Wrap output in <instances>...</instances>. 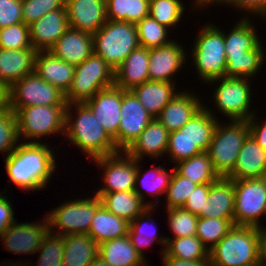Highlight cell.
<instances>
[{"label":"cell","mask_w":266,"mask_h":266,"mask_svg":"<svg viewBox=\"0 0 266 266\" xmlns=\"http://www.w3.org/2000/svg\"><path fill=\"white\" fill-rule=\"evenodd\" d=\"M128 230L129 222L114 215L101 205L95 211L88 235L99 245L127 235Z\"/></svg>","instance_id":"cell-33"},{"label":"cell","mask_w":266,"mask_h":266,"mask_svg":"<svg viewBox=\"0 0 266 266\" xmlns=\"http://www.w3.org/2000/svg\"><path fill=\"white\" fill-rule=\"evenodd\" d=\"M34 72L66 94L73 81L75 66L55 57L50 51H38Z\"/></svg>","instance_id":"cell-25"},{"label":"cell","mask_w":266,"mask_h":266,"mask_svg":"<svg viewBox=\"0 0 266 266\" xmlns=\"http://www.w3.org/2000/svg\"><path fill=\"white\" fill-rule=\"evenodd\" d=\"M66 106H28L18 109L15 114L19 140L24 139L23 143H40L41 138L51 137L52 134L59 136V133H63L64 137Z\"/></svg>","instance_id":"cell-8"},{"label":"cell","mask_w":266,"mask_h":266,"mask_svg":"<svg viewBox=\"0 0 266 266\" xmlns=\"http://www.w3.org/2000/svg\"><path fill=\"white\" fill-rule=\"evenodd\" d=\"M264 177H266V150L249 134L243 142L236 166L227 178L238 181Z\"/></svg>","instance_id":"cell-23"},{"label":"cell","mask_w":266,"mask_h":266,"mask_svg":"<svg viewBox=\"0 0 266 266\" xmlns=\"http://www.w3.org/2000/svg\"><path fill=\"white\" fill-rule=\"evenodd\" d=\"M152 119L153 117L131 91L122 90L118 150L126 151Z\"/></svg>","instance_id":"cell-15"},{"label":"cell","mask_w":266,"mask_h":266,"mask_svg":"<svg viewBox=\"0 0 266 266\" xmlns=\"http://www.w3.org/2000/svg\"><path fill=\"white\" fill-rule=\"evenodd\" d=\"M174 169L180 175L198 185L214 183L220 178L219 174L214 170L212 162L206 151L177 162L174 164Z\"/></svg>","instance_id":"cell-38"},{"label":"cell","mask_w":266,"mask_h":266,"mask_svg":"<svg viewBox=\"0 0 266 266\" xmlns=\"http://www.w3.org/2000/svg\"><path fill=\"white\" fill-rule=\"evenodd\" d=\"M93 194L100 198L108 211L129 223L148 207L134 191Z\"/></svg>","instance_id":"cell-35"},{"label":"cell","mask_w":266,"mask_h":266,"mask_svg":"<svg viewBox=\"0 0 266 266\" xmlns=\"http://www.w3.org/2000/svg\"><path fill=\"white\" fill-rule=\"evenodd\" d=\"M49 231V223L45 215L42 221L40 219L37 223L15 221L0 233V240L3 248L13 254H37V250Z\"/></svg>","instance_id":"cell-14"},{"label":"cell","mask_w":266,"mask_h":266,"mask_svg":"<svg viewBox=\"0 0 266 266\" xmlns=\"http://www.w3.org/2000/svg\"><path fill=\"white\" fill-rule=\"evenodd\" d=\"M169 133L158 118H153L125 152L140 161L144 156L162 159L167 154Z\"/></svg>","instance_id":"cell-20"},{"label":"cell","mask_w":266,"mask_h":266,"mask_svg":"<svg viewBox=\"0 0 266 266\" xmlns=\"http://www.w3.org/2000/svg\"><path fill=\"white\" fill-rule=\"evenodd\" d=\"M208 23V24H207ZM197 33L190 48L197 76L202 82L225 77L227 66L224 30L219 25L207 22Z\"/></svg>","instance_id":"cell-4"},{"label":"cell","mask_w":266,"mask_h":266,"mask_svg":"<svg viewBox=\"0 0 266 266\" xmlns=\"http://www.w3.org/2000/svg\"><path fill=\"white\" fill-rule=\"evenodd\" d=\"M266 49L260 42L253 50L244 53V55L227 56V66L225 70L226 77L254 78L260 72L265 58Z\"/></svg>","instance_id":"cell-37"},{"label":"cell","mask_w":266,"mask_h":266,"mask_svg":"<svg viewBox=\"0 0 266 266\" xmlns=\"http://www.w3.org/2000/svg\"><path fill=\"white\" fill-rule=\"evenodd\" d=\"M98 256L111 266H150L135 250L128 235L99 244Z\"/></svg>","instance_id":"cell-31"},{"label":"cell","mask_w":266,"mask_h":266,"mask_svg":"<svg viewBox=\"0 0 266 266\" xmlns=\"http://www.w3.org/2000/svg\"><path fill=\"white\" fill-rule=\"evenodd\" d=\"M187 6L190 5L184 6L182 0H150L149 16L172 32L171 29L180 25Z\"/></svg>","instance_id":"cell-41"},{"label":"cell","mask_w":266,"mask_h":266,"mask_svg":"<svg viewBox=\"0 0 266 266\" xmlns=\"http://www.w3.org/2000/svg\"><path fill=\"white\" fill-rule=\"evenodd\" d=\"M49 51L69 64L79 65L94 52L93 34L69 27Z\"/></svg>","instance_id":"cell-22"},{"label":"cell","mask_w":266,"mask_h":266,"mask_svg":"<svg viewBox=\"0 0 266 266\" xmlns=\"http://www.w3.org/2000/svg\"><path fill=\"white\" fill-rule=\"evenodd\" d=\"M154 207H147L140 215L129 223L128 237L135 250L146 260L144 251L147 247L153 245L156 241L163 246L161 255L165 251L167 240L164 236H158L157 227L151 215L154 213ZM151 226V227H150ZM153 226V227H152Z\"/></svg>","instance_id":"cell-30"},{"label":"cell","mask_w":266,"mask_h":266,"mask_svg":"<svg viewBox=\"0 0 266 266\" xmlns=\"http://www.w3.org/2000/svg\"><path fill=\"white\" fill-rule=\"evenodd\" d=\"M262 235L263 229L259 227L234 225L233 228L209 250L211 265H260Z\"/></svg>","instance_id":"cell-3"},{"label":"cell","mask_w":266,"mask_h":266,"mask_svg":"<svg viewBox=\"0 0 266 266\" xmlns=\"http://www.w3.org/2000/svg\"><path fill=\"white\" fill-rule=\"evenodd\" d=\"M248 135V121L230 120L228 123H223L220 120L218 122L206 152L220 177H227L233 171L243 142Z\"/></svg>","instance_id":"cell-7"},{"label":"cell","mask_w":266,"mask_h":266,"mask_svg":"<svg viewBox=\"0 0 266 266\" xmlns=\"http://www.w3.org/2000/svg\"><path fill=\"white\" fill-rule=\"evenodd\" d=\"M101 205V200L96 195L59 204L58 207L46 215L50 232L62 236L88 234L95 211Z\"/></svg>","instance_id":"cell-10"},{"label":"cell","mask_w":266,"mask_h":266,"mask_svg":"<svg viewBox=\"0 0 266 266\" xmlns=\"http://www.w3.org/2000/svg\"><path fill=\"white\" fill-rule=\"evenodd\" d=\"M131 92L140 101L147 112L157 118L163 108L177 95L176 83L147 81L134 87Z\"/></svg>","instance_id":"cell-29"},{"label":"cell","mask_w":266,"mask_h":266,"mask_svg":"<svg viewBox=\"0 0 266 266\" xmlns=\"http://www.w3.org/2000/svg\"><path fill=\"white\" fill-rule=\"evenodd\" d=\"M103 170V186L96 193H114L134 191L137 174V159L130 157L125 151L97 157L92 160Z\"/></svg>","instance_id":"cell-13"},{"label":"cell","mask_w":266,"mask_h":266,"mask_svg":"<svg viewBox=\"0 0 266 266\" xmlns=\"http://www.w3.org/2000/svg\"><path fill=\"white\" fill-rule=\"evenodd\" d=\"M68 28L66 6L48 12L38 21L29 25L33 48L37 52L49 51Z\"/></svg>","instance_id":"cell-19"},{"label":"cell","mask_w":266,"mask_h":266,"mask_svg":"<svg viewBox=\"0 0 266 266\" xmlns=\"http://www.w3.org/2000/svg\"><path fill=\"white\" fill-rule=\"evenodd\" d=\"M137 35L139 45L147 49L161 47L169 44L172 38L169 39V29L161 25L154 18L147 16L137 22Z\"/></svg>","instance_id":"cell-42"},{"label":"cell","mask_w":266,"mask_h":266,"mask_svg":"<svg viewBox=\"0 0 266 266\" xmlns=\"http://www.w3.org/2000/svg\"><path fill=\"white\" fill-rule=\"evenodd\" d=\"M161 257H176L183 260H209V249L197 236L167 239Z\"/></svg>","instance_id":"cell-40"},{"label":"cell","mask_w":266,"mask_h":266,"mask_svg":"<svg viewBox=\"0 0 266 266\" xmlns=\"http://www.w3.org/2000/svg\"><path fill=\"white\" fill-rule=\"evenodd\" d=\"M213 183L197 185L192 194L188 196L183 208L194 215H199L204 209L205 201L209 196V188Z\"/></svg>","instance_id":"cell-53"},{"label":"cell","mask_w":266,"mask_h":266,"mask_svg":"<svg viewBox=\"0 0 266 266\" xmlns=\"http://www.w3.org/2000/svg\"><path fill=\"white\" fill-rule=\"evenodd\" d=\"M88 266H111L105 261H103L99 256L94 259Z\"/></svg>","instance_id":"cell-60"},{"label":"cell","mask_w":266,"mask_h":266,"mask_svg":"<svg viewBox=\"0 0 266 266\" xmlns=\"http://www.w3.org/2000/svg\"><path fill=\"white\" fill-rule=\"evenodd\" d=\"M215 83L218 84L217 88L214 87L212 101L214 100L213 106L217 109L205 106L214 117L219 118L214 111L217 110L229 120L248 121L256 113V109H250L253 97L251 78L225 76L212 79L205 84L211 86Z\"/></svg>","instance_id":"cell-5"},{"label":"cell","mask_w":266,"mask_h":266,"mask_svg":"<svg viewBox=\"0 0 266 266\" xmlns=\"http://www.w3.org/2000/svg\"><path fill=\"white\" fill-rule=\"evenodd\" d=\"M171 162L176 164L179 161L191 158L202 153L200 148L188 136L180 130L169 133L167 152Z\"/></svg>","instance_id":"cell-48"},{"label":"cell","mask_w":266,"mask_h":266,"mask_svg":"<svg viewBox=\"0 0 266 266\" xmlns=\"http://www.w3.org/2000/svg\"><path fill=\"white\" fill-rule=\"evenodd\" d=\"M10 108L16 112L28 106L67 105L65 94L47 83L35 72L9 87Z\"/></svg>","instance_id":"cell-12"},{"label":"cell","mask_w":266,"mask_h":266,"mask_svg":"<svg viewBox=\"0 0 266 266\" xmlns=\"http://www.w3.org/2000/svg\"><path fill=\"white\" fill-rule=\"evenodd\" d=\"M235 202L234 181L220 177L209 188L204 209L198 215L204 218L233 219Z\"/></svg>","instance_id":"cell-27"},{"label":"cell","mask_w":266,"mask_h":266,"mask_svg":"<svg viewBox=\"0 0 266 266\" xmlns=\"http://www.w3.org/2000/svg\"><path fill=\"white\" fill-rule=\"evenodd\" d=\"M115 71L94 52L81 64L75 66L70 89L65 94L69 103H84L100 90L114 86Z\"/></svg>","instance_id":"cell-9"},{"label":"cell","mask_w":266,"mask_h":266,"mask_svg":"<svg viewBox=\"0 0 266 266\" xmlns=\"http://www.w3.org/2000/svg\"><path fill=\"white\" fill-rule=\"evenodd\" d=\"M258 113H255L249 120V134L258 145L266 150V121H258Z\"/></svg>","instance_id":"cell-55"},{"label":"cell","mask_w":266,"mask_h":266,"mask_svg":"<svg viewBox=\"0 0 266 266\" xmlns=\"http://www.w3.org/2000/svg\"><path fill=\"white\" fill-rule=\"evenodd\" d=\"M163 266H212L209 260H183L176 257H161Z\"/></svg>","instance_id":"cell-56"},{"label":"cell","mask_w":266,"mask_h":266,"mask_svg":"<svg viewBox=\"0 0 266 266\" xmlns=\"http://www.w3.org/2000/svg\"><path fill=\"white\" fill-rule=\"evenodd\" d=\"M225 0H193V4H192V11H194V9H198L203 7V9H206L208 7H210L211 5H218V4H222ZM214 3V4H213Z\"/></svg>","instance_id":"cell-58"},{"label":"cell","mask_w":266,"mask_h":266,"mask_svg":"<svg viewBox=\"0 0 266 266\" xmlns=\"http://www.w3.org/2000/svg\"><path fill=\"white\" fill-rule=\"evenodd\" d=\"M96 116L99 124L114 140L118 149V130L121 118L122 89L115 85L100 90L84 102Z\"/></svg>","instance_id":"cell-17"},{"label":"cell","mask_w":266,"mask_h":266,"mask_svg":"<svg viewBox=\"0 0 266 266\" xmlns=\"http://www.w3.org/2000/svg\"><path fill=\"white\" fill-rule=\"evenodd\" d=\"M99 245L88 234L64 236L63 266H88L98 257Z\"/></svg>","instance_id":"cell-34"},{"label":"cell","mask_w":266,"mask_h":266,"mask_svg":"<svg viewBox=\"0 0 266 266\" xmlns=\"http://www.w3.org/2000/svg\"><path fill=\"white\" fill-rule=\"evenodd\" d=\"M188 91L175 95L157 117L169 132L181 129L204 106L200 96Z\"/></svg>","instance_id":"cell-21"},{"label":"cell","mask_w":266,"mask_h":266,"mask_svg":"<svg viewBox=\"0 0 266 266\" xmlns=\"http://www.w3.org/2000/svg\"><path fill=\"white\" fill-rule=\"evenodd\" d=\"M10 107L9 87L0 81V111Z\"/></svg>","instance_id":"cell-57"},{"label":"cell","mask_w":266,"mask_h":266,"mask_svg":"<svg viewBox=\"0 0 266 266\" xmlns=\"http://www.w3.org/2000/svg\"><path fill=\"white\" fill-rule=\"evenodd\" d=\"M6 190L0 192V233L16 221L10 200L5 197Z\"/></svg>","instance_id":"cell-54"},{"label":"cell","mask_w":266,"mask_h":266,"mask_svg":"<svg viewBox=\"0 0 266 266\" xmlns=\"http://www.w3.org/2000/svg\"><path fill=\"white\" fill-rule=\"evenodd\" d=\"M21 22L22 0H0V29Z\"/></svg>","instance_id":"cell-51"},{"label":"cell","mask_w":266,"mask_h":266,"mask_svg":"<svg viewBox=\"0 0 266 266\" xmlns=\"http://www.w3.org/2000/svg\"><path fill=\"white\" fill-rule=\"evenodd\" d=\"M70 28L96 33L107 21L106 0H66Z\"/></svg>","instance_id":"cell-18"},{"label":"cell","mask_w":266,"mask_h":266,"mask_svg":"<svg viewBox=\"0 0 266 266\" xmlns=\"http://www.w3.org/2000/svg\"><path fill=\"white\" fill-rule=\"evenodd\" d=\"M53 149L44 142H20L15 150L5 157L4 167L9 182L23 191L44 190L58 168Z\"/></svg>","instance_id":"cell-1"},{"label":"cell","mask_w":266,"mask_h":266,"mask_svg":"<svg viewBox=\"0 0 266 266\" xmlns=\"http://www.w3.org/2000/svg\"><path fill=\"white\" fill-rule=\"evenodd\" d=\"M197 185L174 169L165 197H163L166 201L165 208L183 207Z\"/></svg>","instance_id":"cell-45"},{"label":"cell","mask_w":266,"mask_h":266,"mask_svg":"<svg viewBox=\"0 0 266 266\" xmlns=\"http://www.w3.org/2000/svg\"><path fill=\"white\" fill-rule=\"evenodd\" d=\"M168 216V228L173 237L165 236L167 239L196 236L197 223L199 216L192 214L183 207L165 208Z\"/></svg>","instance_id":"cell-44"},{"label":"cell","mask_w":266,"mask_h":266,"mask_svg":"<svg viewBox=\"0 0 266 266\" xmlns=\"http://www.w3.org/2000/svg\"><path fill=\"white\" fill-rule=\"evenodd\" d=\"M19 143L16 114L9 107L0 111V153L7 157Z\"/></svg>","instance_id":"cell-47"},{"label":"cell","mask_w":266,"mask_h":266,"mask_svg":"<svg viewBox=\"0 0 266 266\" xmlns=\"http://www.w3.org/2000/svg\"><path fill=\"white\" fill-rule=\"evenodd\" d=\"M149 49L139 46L133 50L115 70L114 85L131 91L134 87L149 81Z\"/></svg>","instance_id":"cell-24"},{"label":"cell","mask_w":266,"mask_h":266,"mask_svg":"<svg viewBox=\"0 0 266 266\" xmlns=\"http://www.w3.org/2000/svg\"><path fill=\"white\" fill-rule=\"evenodd\" d=\"M139 46L137 28L134 23L107 20L93 34L94 53L101 56L114 71Z\"/></svg>","instance_id":"cell-6"},{"label":"cell","mask_w":266,"mask_h":266,"mask_svg":"<svg viewBox=\"0 0 266 266\" xmlns=\"http://www.w3.org/2000/svg\"><path fill=\"white\" fill-rule=\"evenodd\" d=\"M233 226V219L199 217L196 236L211 250Z\"/></svg>","instance_id":"cell-43"},{"label":"cell","mask_w":266,"mask_h":266,"mask_svg":"<svg viewBox=\"0 0 266 266\" xmlns=\"http://www.w3.org/2000/svg\"><path fill=\"white\" fill-rule=\"evenodd\" d=\"M0 47L4 49H34L30 39L29 25L24 22L0 29Z\"/></svg>","instance_id":"cell-49"},{"label":"cell","mask_w":266,"mask_h":266,"mask_svg":"<svg viewBox=\"0 0 266 266\" xmlns=\"http://www.w3.org/2000/svg\"><path fill=\"white\" fill-rule=\"evenodd\" d=\"M140 163L142 162L137 160V174L134 192L148 207L155 208L157 207V204L159 206V203H161L160 200H158L160 199L159 197L165 196L166 194L174 167L171 168V171H167L166 168H163V166H156L153 164V167L151 166V168L147 171H144V173L141 170L143 167L140 166ZM146 193L152 196V198L156 197L155 200L153 199V201L149 200L148 202H145V200H147L145 199Z\"/></svg>","instance_id":"cell-26"},{"label":"cell","mask_w":266,"mask_h":266,"mask_svg":"<svg viewBox=\"0 0 266 266\" xmlns=\"http://www.w3.org/2000/svg\"><path fill=\"white\" fill-rule=\"evenodd\" d=\"M186 49L177 40L149 49V81L176 83L174 77L185 67Z\"/></svg>","instance_id":"cell-16"},{"label":"cell","mask_w":266,"mask_h":266,"mask_svg":"<svg viewBox=\"0 0 266 266\" xmlns=\"http://www.w3.org/2000/svg\"><path fill=\"white\" fill-rule=\"evenodd\" d=\"M234 189V225L264 229L260 218L266 216V177L234 181Z\"/></svg>","instance_id":"cell-11"},{"label":"cell","mask_w":266,"mask_h":266,"mask_svg":"<svg viewBox=\"0 0 266 266\" xmlns=\"http://www.w3.org/2000/svg\"><path fill=\"white\" fill-rule=\"evenodd\" d=\"M260 266H266V229H263L261 238Z\"/></svg>","instance_id":"cell-59"},{"label":"cell","mask_w":266,"mask_h":266,"mask_svg":"<svg viewBox=\"0 0 266 266\" xmlns=\"http://www.w3.org/2000/svg\"><path fill=\"white\" fill-rule=\"evenodd\" d=\"M35 49H4L0 47V81L11 87L17 80L34 73Z\"/></svg>","instance_id":"cell-28"},{"label":"cell","mask_w":266,"mask_h":266,"mask_svg":"<svg viewBox=\"0 0 266 266\" xmlns=\"http://www.w3.org/2000/svg\"><path fill=\"white\" fill-rule=\"evenodd\" d=\"M37 252L36 266H63L64 236L49 231Z\"/></svg>","instance_id":"cell-46"},{"label":"cell","mask_w":266,"mask_h":266,"mask_svg":"<svg viewBox=\"0 0 266 266\" xmlns=\"http://www.w3.org/2000/svg\"><path fill=\"white\" fill-rule=\"evenodd\" d=\"M150 0H106V18L136 24L149 16Z\"/></svg>","instance_id":"cell-39"},{"label":"cell","mask_w":266,"mask_h":266,"mask_svg":"<svg viewBox=\"0 0 266 266\" xmlns=\"http://www.w3.org/2000/svg\"><path fill=\"white\" fill-rule=\"evenodd\" d=\"M27 263H28V265H27ZM30 264H31V261H30V263H29V261H26L25 263H21L19 266H30Z\"/></svg>","instance_id":"cell-62"},{"label":"cell","mask_w":266,"mask_h":266,"mask_svg":"<svg viewBox=\"0 0 266 266\" xmlns=\"http://www.w3.org/2000/svg\"><path fill=\"white\" fill-rule=\"evenodd\" d=\"M219 120L207 110L204 103V106L179 130L205 152L212 141Z\"/></svg>","instance_id":"cell-36"},{"label":"cell","mask_w":266,"mask_h":266,"mask_svg":"<svg viewBox=\"0 0 266 266\" xmlns=\"http://www.w3.org/2000/svg\"><path fill=\"white\" fill-rule=\"evenodd\" d=\"M21 263H24V262L22 260L21 261L16 260V262H14V261L12 262V261L8 260V261H2L0 264H1V266H19Z\"/></svg>","instance_id":"cell-61"},{"label":"cell","mask_w":266,"mask_h":266,"mask_svg":"<svg viewBox=\"0 0 266 266\" xmlns=\"http://www.w3.org/2000/svg\"><path fill=\"white\" fill-rule=\"evenodd\" d=\"M225 5L230 8H236V10L240 9V11L244 13L243 17L246 18L250 17L248 16L249 13L254 17L258 15V17H262V19L266 18V0H225L220 6ZM244 11H246V13Z\"/></svg>","instance_id":"cell-52"},{"label":"cell","mask_w":266,"mask_h":266,"mask_svg":"<svg viewBox=\"0 0 266 266\" xmlns=\"http://www.w3.org/2000/svg\"><path fill=\"white\" fill-rule=\"evenodd\" d=\"M252 20L241 17L229 32H224L226 57L244 55L261 42Z\"/></svg>","instance_id":"cell-32"},{"label":"cell","mask_w":266,"mask_h":266,"mask_svg":"<svg viewBox=\"0 0 266 266\" xmlns=\"http://www.w3.org/2000/svg\"><path fill=\"white\" fill-rule=\"evenodd\" d=\"M66 0H22V18L26 25L38 21L50 11L65 7Z\"/></svg>","instance_id":"cell-50"},{"label":"cell","mask_w":266,"mask_h":266,"mask_svg":"<svg viewBox=\"0 0 266 266\" xmlns=\"http://www.w3.org/2000/svg\"><path fill=\"white\" fill-rule=\"evenodd\" d=\"M64 136L92 160L120 152L85 103L67 104Z\"/></svg>","instance_id":"cell-2"}]
</instances>
